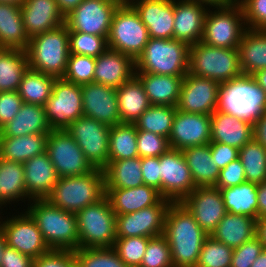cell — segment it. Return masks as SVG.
Masks as SVG:
<instances>
[{"label": "cell", "mask_w": 266, "mask_h": 267, "mask_svg": "<svg viewBox=\"0 0 266 267\" xmlns=\"http://www.w3.org/2000/svg\"><path fill=\"white\" fill-rule=\"evenodd\" d=\"M176 107L151 105L134 123L137 131H148L166 138L171 133Z\"/></svg>", "instance_id": "cell-43"}, {"label": "cell", "mask_w": 266, "mask_h": 267, "mask_svg": "<svg viewBox=\"0 0 266 267\" xmlns=\"http://www.w3.org/2000/svg\"><path fill=\"white\" fill-rule=\"evenodd\" d=\"M256 83L266 92V68L252 75Z\"/></svg>", "instance_id": "cell-64"}, {"label": "cell", "mask_w": 266, "mask_h": 267, "mask_svg": "<svg viewBox=\"0 0 266 267\" xmlns=\"http://www.w3.org/2000/svg\"><path fill=\"white\" fill-rule=\"evenodd\" d=\"M137 133L134 123H119L110 126L109 161L139 157Z\"/></svg>", "instance_id": "cell-41"}, {"label": "cell", "mask_w": 266, "mask_h": 267, "mask_svg": "<svg viewBox=\"0 0 266 267\" xmlns=\"http://www.w3.org/2000/svg\"><path fill=\"white\" fill-rule=\"evenodd\" d=\"M172 202L163 199L159 204L136 212L116 215V238L156 237L164 234L165 216Z\"/></svg>", "instance_id": "cell-17"}, {"label": "cell", "mask_w": 266, "mask_h": 267, "mask_svg": "<svg viewBox=\"0 0 266 267\" xmlns=\"http://www.w3.org/2000/svg\"><path fill=\"white\" fill-rule=\"evenodd\" d=\"M49 133H36L19 137H0V158L25 163L46 152Z\"/></svg>", "instance_id": "cell-35"}, {"label": "cell", "mask_w": 266, "mask_h": 267, "mask_svg": "<svg viewBox=\"0 0 266 267\" xmlns=\"http://www.w3.org/2000/svg\"><path fill=\"white\" fill-rule=\"evenodd\" d=\"M5 246H6L5 236L2 232V229L0 228V265H1L2 254H3V250Z\"/></svg>", "instance_id": "cell-67"}, {"label": "cell", "mask_w": 266, "mask_h": 267, "mask_svg": "<svg viewBox=\"0 0 266 267\" xmlns=\"http://www.w3.org/2000/svg\"><path fill=\"white\" fill-rule=\"evenodd\" d=\"M238 159L247 182L259 184L266 181V149L254 138L239 149Z\"/></svg>", "instance_id": "cell-44"}, {"label": "cell", "mask_w": 266, "mask_h": 267, "mask_svg": "<svg viewBox=\"0 0 266 267\" xmlns=\"http://www.w3.org/2000/svg\"><path fill=\"white\" fill-rule=\"evenodd\" d=\"M31 201L26 193L23 163L0 158V206ZM6 204V205H5Z\"/></svg>", "instance_id": "cell-37"}, {"label": "cell", "mask_w": 266, "mask_h": 267, "mask_svg": "<svg viewBox=\"0 0 266 267\" xmlns=\"http://www.w3.org/2000/svg\"><path fill=\"white\" fill-rule=\"evenodd\" d=\"M238 54L244 75H253L266 68V30L247 29L240 44Z\"/></svg>", "instance_id": "cell-36"}, {"label": "cell", "mask_w": 266, "mask_h": 267, "mask_svg": "<svg viewBox=\"0 0 266 267\" xmlns=\"http://www.w3.org/2000/svg\"><path fill=\"white\" fill-rule=\"evenodd\" d=\"M95 64V57L70 54L63 79L80 86L93 83Z\"/></svg>", "instance_id": "cell-49"}, {"label": "cell", "mask_w": 266, "mask_h": 267, "mask_svg": "<svg viewBox=\"0 0 266 267\" xmlns=\"http://www.w3.org/2000/svg\"><path fill=\"white\" fill-rule=\"evenodd\" d=\"M258 218L266 217V181L257 184Z\"/></svg>", "instance_id": "cell-61"}, {"label": "cell", "mask_w": 266, "mask_h": 267, "mask_svg": "<svg viewBox=\"0 0 266 267\" xmlns=\"http://www.w3.org/2000/svg\"><path fill=\"white\" fill-rule=\"evenodd\" d=\"M135 75V60L107 48L96 57L93 82L118 88Z\"/></svg>", "instance_id": "cell-25"}, {"label": "cell", "mask_w": 266, "mask_h": 267, "mask_svg": "<svg viewBox=\"0 0 266 267\" xmlns=\"http://www.w3.org/2000/svg\"><path fill=\"white\" fill-rule=\"evenodd\" d=\"M263 249V244L255 236L252 240L233 249L230 267H251Z\"/></svg>", "instance_id": "cell-53"}, {"label": "cell", "mask_w": 266, "mask_h": 267, "mask_svg": "<svg viewBox=\"0 0 266 267\" xmlns=\"http://www.w3.org/2000/svg\"><path fill=\"white\" fill-rule=\"evenodd\" d=\"M171 250L173 267H195L208 234L181 202H172L165 216L164 234Z\"/></svg>", "instance_id": "cell-1"}, {"label": "cell", "mask_w": 266, "mask_h": 267, "mask_svg": "<svg viewBox=\"0 0 266 267\" xmlns=\"http://www.w3.org/2000/svg\"><path fill=\"white\" fill-rule=\"evenodd\" d=\"M34 259L24 255L14 248L5 246L0 267H33Z\"/></svg>", "instance_id": "cell-59"}, {"label": "cell", "mask_w": 266, "mask_h": 267, "mask_svg": "<svg viewBox=\"0 0 266 267\" xmlns=\"http://www.w3.org/2000/svg\"><path fill=\"white\" fill-rule=\"evenodd\" d=\"M77 267H129L111 248H80L73 251Z\"/></svg>", "instance_id": "cell-45"}, {"label": "cell", "mask_w": 266, "mask_h": 267, "mask_svg": "<svg viewBox=\"0 0 266 267\" xmlns=\"http://www.w3.org/2000/svg\"><path fill=\"white\" fill-rule=\"evenodd\" d=\"M103 170L105 188H132L144 184L140 157L108 161Z\"/></svg>", "instance_id": "cell-39"}, {"label": "cell", "mask_w": 266, "mask_h": 267, "mask_svg": "<svg viewBox=\"0 0 266 267\" xmlns=\"http://www.w3.org/2000/svg\"><path fill=\"white\" fill-rule=\"evenodd\" d=\"M253 138L266 149V110L253 123Z\"/></svg>", "instance_id": "cell-60"}, {"label": "cell", "mask_w": 266, "mask_h": 267, "mask_svg": "<svg viewBox=\"0 0 266 267\" xmlns=\"http://www.w3.org/2000/svg\"><path fill=\"white\" fill-rule=\"evenodd\" d=\"M27 212L34 219L51 250L78 249V224L76 214L50 204L46 199L28 202Z\"/></svg>", "instance_id": "cell-2"}, {"label": "cell", "mask_w": 266, "mask_h": 267, "mask_svg": "<svg viewBox=\"0 0 266 267\" xmlns=\"http://www.w3.org/2000/svg\"><path fill=\"white\" fill-rule=\"evenodd\" d=\"M19 214L3 218L4 221L0 216V228L5 236L6 245L32 259L50 252L51 249L30 214L26 210Z\"/></svg>", "instance_id": "cell-14"}, {"label": "cell", "mask_w": 266, "mask_h": 267, "mask_svg": "<svg viewBox=\"0 0 266 267\" xmlns=\"http://www.w3.org/2000/svg\"><path fill=\"white\" fill-rule=\"evenodd\" d=\"M247 29L266 30V0H239Z\"/></svg>", "instance_id": "cell-52"}, {"label": "cell", "mask_w": 266, "mask_h": 267, "mask_svg": "<svg viewBox=\"0 0 266 267\" xmlns=\"http://www.w3.org/2000/svg\"><path fill=\"white\" fill-rule=\"evenodd\" d=\"M26 52L30 69L63 78L70 55L69 30L63 24L30 38Z\"/></svg>", "instance_id": "cell-4"}, {"label": "cell", "mask_w": 266, "mask_h": 267, "mask_svg": "<svg viewBox=\"0 0 266 267\" xmlns=\"http://www.w3.org/2000/svg\"><path fill=\"white\" fill-rule=\"evenodd\" d=\"M211 156L219 169L238 159L239 149L219 142H210Z\"/></svg>", "instance_id": "cell-57"}, {"label": "cell", "mask_w": 266, "mask_h": 267, "mask_svg": "<svg viewBox=\"0 0 266 267\" xmlns=\"http://www.w3.org/2000/svg\"><path fill=\"white\" fill-rule=\"evenodd\" d=\"M104 196V170L95 168L84 175L59 178L45 199L56 207L77 214Z\"/></svg>", "instance_id": "cell-3"}, {"label": "cell", "mask_w": 266, "mask_h": 267, "mask_svg": "<svg viewBox=\"0 0 266 267\" xmlns=\"http://www.w3.org/2000/svg\"><path fill=\"white\" fill-rule=\"evenodd\" d=\"M256 237L266 249V217L258 218L256 221Z\"/></svg>", "instance_id": "cell-63"}, {"label": "cell", "mask_w": 266, "mask_h": 267, "mask_svg": "<svg viewBox=\"0 0 266 267\" xmlns=\"http://www.w3.org/2000/svg\"><path fill=\"white\" fill-rule=\"evenodd\" d=\"M28 44L20 5L0 2V49L26 50Z\"/></svg>", "instance_id": "cell-32"}, {"label": "cell", "mask_w": 266, "mask_h": 267, "mask_svg": "<svg viewBox=\"0 0 266 267\" xmlns=\"http://www.w3.org/2000/svg\"><path fill=\"white\" fill-rule=\"evenodd\" d=\"M121 123H135L151 106L140 79L134 75L116 89Z\"/></svg>", "instance_id": "cell-33"}, {"label": "cell", "mask_w": 266, "mask_h": 267, "mask_svg": "<svg viewBox=\"0 0 266 267\" xmlns=\"http://www.w3.org/2000/svg\"><path fill=\"white\" fill-rule=\"evenodd\" d=\"M188 73L215 80L220 84L243 75L238 48L212 47L198 42L189 49Z\"/></svg>", "instance_id": "cell-7"}, {"label": "cell", "mask_w": 266, "mask_h": 267, "mask_svg": "<svg viewBox=\"0 0 266 267\" xmlns=\"http://www.w3.org/2000/svg\"><path fill=\"white\" fill-rule=\"evenodd\" d=\"M140 79L151 105L176 107L184 76H171L135 72Z\"/></svg>", "instance_id": "cell-29"}, {"label": "cell", "mask_w": 266, "mask_h": 267, "mask_svg": "<svg viewBox=\"0 0 266 267\" xmlns=\"http://www.w3.org/2000/svg\"><path fill=\"white\" fill-rule=\"evenodd\" d=\"M105 196L116 215L136 212L164 199L157 189L145 184L132 188H105Z\"/></svg>", "instance_id": "cell-27"}, {"label": "cell", "mask_w": 266, "mask_h": 267, "mask_svg": "<svg viewBox=\"0 0 266 267\" xmlns=\"http://www.w3.org/2000/svg\"><path fill=\"white\" fill-rule=\"evenodd\" d=\"M46 152L59 178L80 176L95 169L73 137L65 130L51 131L48 134Z\"/></svg>", "instance_id": "cell-13"}, {"label": "cell", "mask_w": 266, "mask_h": 267, "mask_svg": "<svg viewBox=\"0 0 266 267\" xmlns=\"http://www.w3.org/2000/svg\"><path fill=\"white\" fill-rule=\"evenodd\" d=\"M182 153L196 187L216 185L220 169L211 156L209 143L185 148Z\"/></svg>", "instance_id": "cell-34"}, {"label": "cell", "mask_w": 266, "mask_h": 267, "mask_svg": "<svg viewBox=\"0 0 266 267\" xmlns=\"http://www.w3.org/2000/svg\"><path fill=\"white\" fill-rule=\"evenodd\" d=\"M28 68L26 50L0 49V92L17 91Z\"/></svg>", "instance_id": "cell-40"}, {"label": "cell", "mask_w": 266, "mask_h": 267, "mask_svg": "<svg viewBox=\"0 0 266 267\" xmlns=\"http://www.w3.org/2000/svg\"><path fill=\"white\" fill-rule=\"evenodd\" d=\"M220 83L187 73L182 80L177 110L211 115L217 110Z\"/></svg>", "instance_id": "cell-18"}, {"label": "cell", "mask_w": 266, "mask_h": 267, "mask_svg": "<svg viewBox=\"0 0 266 267\" xmlns=\"http://www.w3.org/2000/svg\"><path fill=\"white\" fill-rule=\"evenodd\" d=\"M83 115L109 126L121 123L116 88L98 83L81 86Z\"/></svg>", "instance_id": "cell-22"}, {"label": "cell", "mask_w": 266, "mask_h": 267, "mask_svg": "<svg viewBox=\"0 0 266 267\" xmlns=\"http://www.w3.org/2000/svg\"><path fill=\"white\" fill-rule=\"evenodd\" d=\"M212 10L209 8L206 14L201 42L212 47L238 48L247 30L241 4L232 1L213 6Z\"/></svg>", "instance_id": "cell-9"}, {"label": "cell", "mask_w": 266, "mask_h": 267, "mask_svg": "<svg viewBox=\"0 0 266 267\" xmlns=\"http://www.w3.org/2000/svg\"><path fill=\"white\" fill-rule=\"evenodd\" d=\"M210 7L198 1L174 0L173 39L189 46L201 42L206 14Z\"/></svg>", "instance_id": "cell-21"}, {"label": "cell", "mask_w": 266, "mask_h": 267, "mask_svg": "<svg viewBox=\"0 0 266 267\" xmlns=\"http://www.w3.org/2000/svg\"><path fill=\"white\" fill-rule=\"evenodd\" d=\"M217 110L254 123L266 110V92L243 74L220 85Z\"/></svg>", "instance_id": "cell-5"}, {"label": "cell", "mask_w": 266, "mask_h": 267, "mask_svg": "<svg viewBox=\"0 0 266 267\" xmlns=\"http://www.w3.org/2000/svg\"><path fill=\"white\" fill-rule=\"evenodd\" d=\"M33 267H77L73 251L51 250L34 259Z\"/></svg>", "instance_id": "cell-54"}, {"label": "cell", "mask_w": 266, "mask_h": 267, "mask_svg": "<svg viewBox=\"0 0 266 267\" xmlns=\"http://www.w3.org/2000/svg\"><path fill=\"white\" fill-rule=\"evenodd\" d=\"M65 131L73 137L95 168L103 170L108 165L109 125L82 115Z\"/></svg>", "instance_id": "cell-12"}, {"label": "cell", "mask_w": 266, "mask_h": 267, "mask_svg": "<svg viewBox=\"0 0 266 267\" xmlns=\"http://www.w3.org/2000/svg\"><path fill=\"white\" fill-rule=\"evenodd\" d=\"M26 193L31 200L45 199L59 179L47 152L23 163Z\"/></svg>", "instance_id": "cell-28"}, {"label": "cell", "mask_w": 266, "mask_h": 267, "mask_svg": "<svg viewBox=\"0 0 266 267\" xmlns=\"http://www.w3.org/2000/svg\"><path fill=\"white\" fill-rule=\"evenodd\" d=\"M50 132L44 107L23 103L18 114L0 130V137H19Z\"/></svg>", "instance_id": "cell-30"}, {"label": "cell", "mask_w": 266, "mask_h": 267, "mask_svg": "<svg viewBox=\"0 0 266 267\" xmlns=\"http://www.w3.org/2000/svg\"><path fill=\"white\" fill-rule=\"evenodd\" d=\"M181 203L208 235L227 213L221 191L214 186L196 187Z\"/></svg>", "instance_id": "cell-20"}, {"label": "cell", "mask_w": 266, "mask_h": 267, "mask_svg": "<svg viewBox=\"0 0 266 267\" xmlns=\"http://www.w3.org/2000/svg\"><path fill=\"white\" fill-rule=\"evenodd\" d=\"M107 1L117 3L119 6L128 3V0H107Z\"/></svg>", "instance_id": "cell-69"}, {"label": "cell", "mask_w": 266, "mask_h": 267, "mask_svg": "<svg viewBox=\"0 0 266 267\" xmlns=\"http://www.w3.org/2000/svg\"><path fill=\"white\" fill-rule=\"evenodd\" d=\"M118 4L107 0H83L65 16L69 31L84 32L108 38L112 17Z\"/></svg>", "instance_id": "cell-16"}, {"label": "cell", "mask_w": 266, "mask_h": 267, "mask_svg": "<svg viewBox=\"0 0 266 267\" xmlns=\"http://www.w3.org/2000/svg\"><path fill=\"white\" fill-rule=\"evenodd\" d=\"M160 194L171 202H182L195 188L182 151L170 148L159 156Z\"/></svg>", "instance_id": "cell-15"}, {"label": "cell", "mask_w": 266, "mask_h": 267, "mask_svg": "<svg viewBox=\"0 0 266 267\" xmlns=\"http://www.w3.org/2000/svg\"><path fill=\"white\" fill-rule=\"evenodd\" d=\"M78 249L111 248L116 240V214L106 196L77 214Z\"/></svg>", "instance_id": "cell-8"}, {"label": "cell", "mask_w": 266, "mask_h": 267, "mask_svg": "<svg viewBox=\"0 0 266 267\" xmlns=\"http://www.w3.org/2000/svg\"><path fill=\"white\" fill-rule=\"evenodd\" d=\"M256 219L227 212L211 236L234 249L256 236Z\"/></svg>", "instance_id": "cell-31"}, {"label": "cell", "mask_w": 266, "mask_h": 267, "mask_svg": "<svg viewBox=\"0 0 266 267\" xmlns=\"http://www.w3.org/2000/svg\"><path fill=\"white\" fill-rule=\"evenodd\" d=\"M189 49L176 39L150 38L135 60V72L185 76L189 69Z\"/></svg>", "instance_id": "cell-6"}, {"label": "cell", "mask_w": 266, "mask_h": 267, "mask_svg": "<svg viewBox=\"0 0 266 267\" xmlns=\"http://www.w3.org/2000/svg\"><path fill=\"white\" fill-rule=\"evenodd\" d=\"M43 107L51 131L66 130L83 115L81 86L63 78L56 79Z\"/></svg>", "instance_id": "cell-11"}, {"label": "cell", "mask_w": 266, "mask_h": 267, "mask_svg": "<svg viewBox=\"0 0 266 267\" xmlns=\"http://www.w3.org/2000/svg\"><path fill=\"white\" fill-rule=\"evenodd\" d=\"M233 249L208 235L195 267H230Z\"/></svg>", "instance_id": "cell-46"}, {"label": "cell", "mask_w": 266, "mask_h": 267, "mask_svg": "<svg viewBox=\"0 0 266 267\" xmlns=\"http://www.w3.org/2000/svg\"><path fill=\"white\" fill-rule=\"evenodd\" d=\"M55 80L53 76L28 68L17 91L23 103L43 106L50 98Z\"/></svg>", "instance_id": "cell-42"}, {"label": "cell", "mask_w": 266, "mask_h": 267, "mask_svg": "<svg viewBox=\"0 0 266 267\" xmlns=\"http://www.w3.org/2000/svg\"><path fill=\"white\" fill-rule=\"evenodd\" d=\"M246 182L245 171L239 159L230 162L227 166L220 169L218 181L214 187L228 188Z\"/></svg>", "instance_id": "cell-55"}, {"label": "cell", "mask_w": 266, "mask_h": 267, "mask_svg": "<svg viewBox=\"0 0 266 267\" xmlns=\"http://www.w3.org/2000/svg\"><path fill=\"white\" fill-rule=\"evenodd\" d=\"M25 0H0L3 3L17 4L21 5Z\"/></svg>", "instance_id": "cell-68"}, {"label": "cell", "mask_w": 266, "mask_h": 267, "mask_svg": "<svg viewBox=\"0 0 266 267\" xmlns=\"http://www.w3.org/2000/svg\"><path fill=\"white\" fill-rule=\"evenodd\" d=\"M137 146L140 158L159 157L171 148L168 138L148 131H138Z\"/></svg>", "instance_id": "cell-51"}, {"label": "cell", "mask_w": 266, "mask_h": 267, "mask_svg": "<svg viewBox=\"0 0 266 267\" xmlns=\"http://www.w3.org/2000/svg\"><path fill=\"white\" fill-rule=\"evenodd\" d=\"M149 239L141 236L116 238L112 248L127 266L139 267Z\"/></svg>", "instance_id": "cell-48"}, {"label": "cell", "mask_w": 266, "mask_h": 267, "mask_svg": "<svg viewBox=\"0 0 266 267\" xmlns=\"http://www.w3.org/2000/svg\"><path fill=\"white\" fill-rule=\"evenodd\" d=\"M211 142H219L241 149L253 139V123L216 110L210 115Z\"/></svg>", "instance_id": "cell-26"}, {"label": "cell", "mask_w": 266, "mask_h": 267, "mask_svg": "<svg viewBox=\"0 0 266 267\" xmlns=\"http://www.w3.org/2000/svg\"><path fill=\"white\" fill-rule=\"evenodd\" d=\"M22 104L18 91L0 92V130L18 114Z\"/></svg>", "instance_id": "cell-56"}, {"label": "cell", "mask_w": 266, "mask_h": 267, "mask_svg": "<svg viewBox=\"0 0 266 267\" xmlns=\"http://www.w3.org/2000/svg\"><path fill=\"white\" fill-rule=\"evenodd\" d=\"M191 1H198V2L206 3V4L210 5L211 8L213 6H221V5H225V4L232 2V0H191Z\"/></svg>", "instance_id": "cell-66"}, {"label": "cell", "mask_w": 266, "mask_h": 267, "mask_svg": "<svg viewBox=\"0 0 266 267\" xmlns=\"http://www.w3.org/2000/svg\"><path fill=\"white\" fill-rule=\"evenodd\" d=\"M251 267H266V249H263Z\"/></svg>", "instance_id": "cell-65"}, {"label": "cell", "mask_w": 266, "mask_h": 267, "mask_svg": "<svg viewBox=\"0 0 266 267\" xmlns=\"http://www.w3.org/2000/svg\"><path fill=\"white\" fill-rule=\"evenodd\" d=\"M210 115L186 113L177 110L169 135V145L172 149L182 151L185 148L204 145L211 142Z\"/></svg>", "instance_id": "cell-19"}, {"label": "cell", "mask_w": 266, "mask_h": 267, "mask_svg": "<svg viewBox=\"0 0 266 267\" xmlns=\"http://www.w3.org/2000/svg\"><path fill=\"white\" fill-rule=\"evenodd\" d=\"M107 48V38L104 36L69 31L70 54L85 55L96 58Z\"/></svg>", "instance_id": "cell-47"}, {"label": "cell", "mask_w": 266, "mask_h": 267, "mask_svg": "<svg viewBox=\"0 0 266 267\" xmlns=\"http://www.w3.org/2000/svg\"><path fill=\"white\" fill-rule=\"evenodd\" d=\"M226 211L258 219L257 184L244 182L237 186L221 188Z\"/></svg>", "instance_id": "cell-38"}, {"label": "cell", "mask_w": 266, "mask_h": 267, "mask_svg": "<svg viewBox=\"0 0 266 267\" xmlns=\"http://www.w3.org/2000/svg\"><path fill=\"white\" fill-rule=\"evenodd\" d=\"M150 38L173 39L174 0H128Z\"/></svg>", "instance_id": "cell-23"}, {"label": "cell", "mask_w": 266, "mask_h": 267, "mask_svg": "<svg viewBox=\"0 0 266 267\" xmlns=\"http://www.w3.org/2000/svg\"><path fill=\"white\" fill-rule=\"evenodd\" d=\"M139 267H173L170 246L164 235L149 239Z\"/></svg>", "instance_id": "cell-50"}, {"label": "cell", "mask_w": 266, "mask_h": 267, "mask_svg": "<svg viewBox=\"0 0 266 267\" xmlns=\"http://www.w3.org/2000/svg\"><path fill=\"white\" fill-rule=\"evenodd\" d=\"M149 39L147 27L135 9L129 3L118 6L112 17L107 38L108 48L136 60Z\"/></svg>", "instance_id": "cell-10"}, {"label": "cell", "mask_w": 266, "mask_h": 267, "mask_svg": "<svg viewBox=\"0 0 266 267\" xmlns=\"http://www.w3.org/2000/svg\"><path fill=\"white\" fill-rule=\"evenodd\" d=\"M20 8L29 39L65 23L56 0H25Z\"/></svg>", "instance_id": "cell-24"}, {"label": "cell", "mask_w": 266, "mask_h": 267, "mask_svg": "<svg viewBox=\"0 0 266 267\" xmlns=\"http://www.w3.org/2000/svg\"><path fill=\"white\" fill-rule=\"evenodd\" d=\"M141 171L144 184L160 192V163L159 157L141 158Z\"/></svg>", "instance_id": "cell-58"}, {"label": "cell", "mask_w": 266, "mask_h": 267, "mask_svg": "<svg viewBox=\"0 0 266 267\" xmlns=\"http://www.w3.org/2000/svg\"><path fill=\"white\" fill-rule=\"evenodd\" d=\"M61 13L67 16L72 12L83 0H56Z\"/></svg>", "instance_id": "cell-62"}]
</instances>
